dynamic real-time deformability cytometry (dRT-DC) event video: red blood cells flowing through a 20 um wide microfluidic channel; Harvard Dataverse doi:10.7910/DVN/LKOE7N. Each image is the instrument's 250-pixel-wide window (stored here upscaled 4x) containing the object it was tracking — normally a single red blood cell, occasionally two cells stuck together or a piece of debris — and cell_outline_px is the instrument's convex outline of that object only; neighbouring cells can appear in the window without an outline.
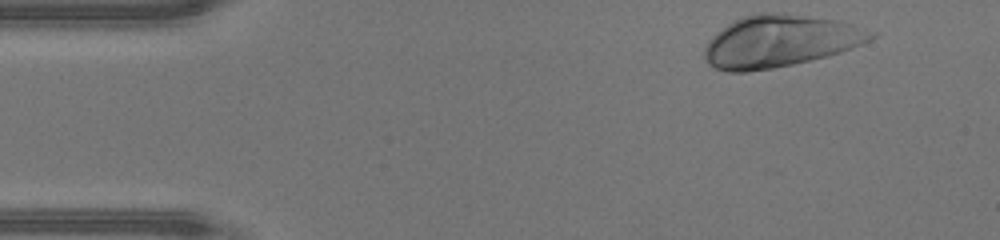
{"species": "human", "species_latin": "Homo sapiens", "temperature_condition": "warm", "stored_images_in_passage": 35, "camera_frame_rate_fps": 3000, "um_per_image_px": 0.085, "donor": {"sex": "male"}, "frame": {"image": 1, "passage_image": 1, "time_ms": 0.0, "image_size_px": [1000, 240], "cell_outline_px": [[876, 36], [852, 48], [828, 56], [792, 64], [772, 68], [748, 72], [728, 72], [716, 68], [708, 64], [704, 56], [704, 48], [708, 40], [716, 32], [728, 24], [744, 16], [756, 12], [784, 12], [840, 20], [876, 32]], "centroid_in_image_um": [66.28, 3.48], "position_along_channel_um": 18.7, "area_um2": 50.63}}
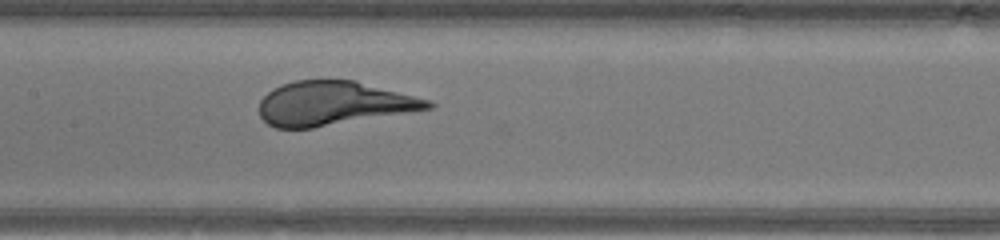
{"frame": {"image": 2, "passage_image": 18, "time_ms": 5.667, "image_size_px": [1000, 240], "cell_outline_px": [[436, 108], [312, 128], [276, 128], [268, 124], [260, 116], [260, 100], [272, 88], [280, 84], [296, 80], [356, 80], [432, 100], [436, 104]], "centroid_in_image_um": [28.4, 8.78], "position_along_channel_um": 179.0, "area_um2": 43.58}}
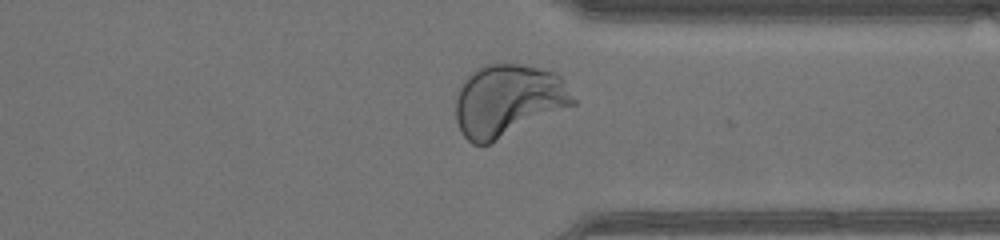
{"frame": {"image": 3, "passage_image": 31, "time_ms": 10.0, "image_size_px": [1000, 240], "cell_outline_px": [[576, 104], [488, 144], [472, 144], [460, 132], [456, 120], [456, 88], [464, 76], [476, 68], [484, 64], [520, 64], [540, 68], [556, 72], [564, 80], [576, 100]], "centroid_in_image_um": [43.15, 8.51], "position_along_channel_um": 368.3, "area_um2": 49.82}}